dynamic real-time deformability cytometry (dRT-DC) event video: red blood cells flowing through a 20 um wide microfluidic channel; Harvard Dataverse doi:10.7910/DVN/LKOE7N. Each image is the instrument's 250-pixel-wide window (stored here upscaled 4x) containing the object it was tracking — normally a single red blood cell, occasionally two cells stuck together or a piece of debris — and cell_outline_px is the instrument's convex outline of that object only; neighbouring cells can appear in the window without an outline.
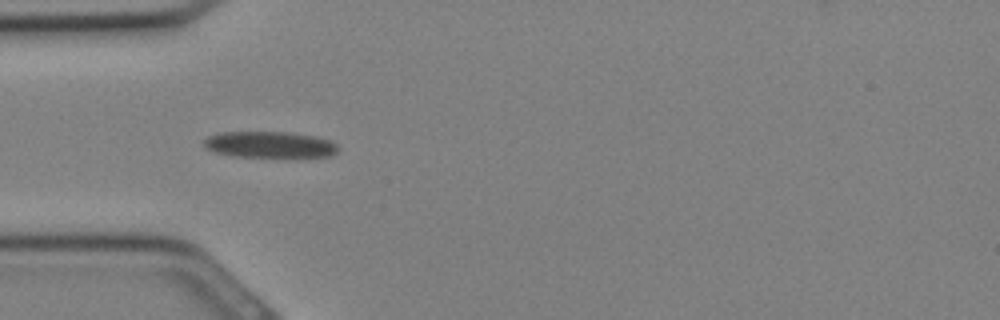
{"species": "Egyptian fruit bat (a non-hibernating species)", "species_latin": "Rousettus aegyptiacus", "temperature_condition": "cold", "stored_images_in_passage": 3, "camera_frame_rate_fps": 3000, "um_per_image_px": 0.085, "animal": {"sex": "female"}, "frame": {"image": 1, "passage_image": 1, "time_ms": 0.0, "image_size_px": [1000, 320], "cell_outline_px": [[336, 152], [332, 156], [232, 156], [216, 152], [208, 148], [204, 144], [204, 140], [208, 136], [220, 132], [288, 132], [316, 136], [332, 140], [336, 144]], "centroid_in_image_um": [22.93, 12.27], "position_along_channel_um": 62.1, "area_um2": 20.23}}
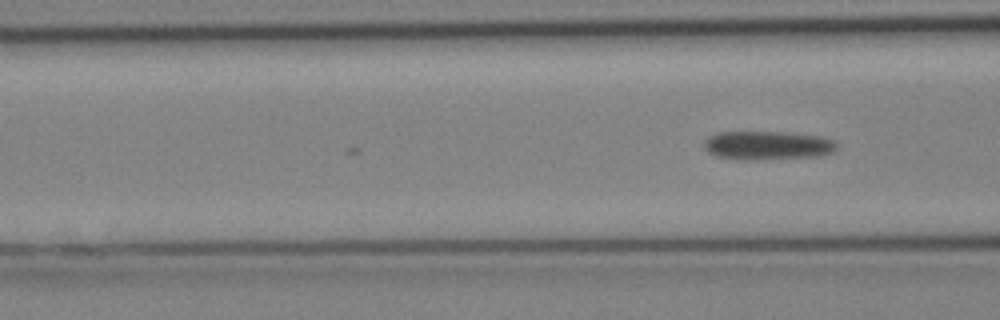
{"frame": {"image": 2, "passage_image": 3, "time_ms": 0.667, "image_size_px": [1000, 320], "cell_outline_px": [[836, 148], [832, 152], [820, 156], [760, 160], [744, 160], [716, 156], [708, 152], [704, 148], [704, 140], [708, 136], [716, 132], [784, 132], [824, 136], [836, 140]], "centroid_in_image_um": [65.25, 12.36], "position_along_channel_um": 101.4, "area_um2": 22.6}}